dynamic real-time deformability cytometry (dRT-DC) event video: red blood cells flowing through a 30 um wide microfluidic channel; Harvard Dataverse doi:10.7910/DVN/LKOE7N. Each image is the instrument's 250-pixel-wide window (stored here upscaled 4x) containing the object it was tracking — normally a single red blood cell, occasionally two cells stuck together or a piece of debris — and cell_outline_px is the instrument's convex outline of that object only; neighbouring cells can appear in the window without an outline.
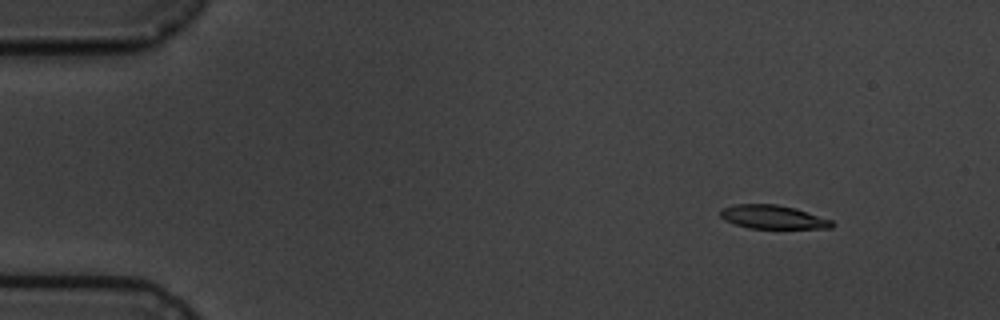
{"species": "common noctule bat (a hibernating species)", "species_latin": "Nyctalus noctula", "temperature_condition": "cold", "stored_images_in_passage": 5, "segment_of_instrument_passage": [1, 2], "camera_frame_rate_fps": 3000, "um_per_image_px": 0.085, "animal": {"sex": "male", "body_mass_g": 19.5, "forearm_length_mm": 54.6}, "frame": {"image": 1, "passage_image": 1, "time_ms": 0.0, "image_size_px": [1000, 320], "cell_outline_px": [[836, 224], [832, 228], [748, 228], [724, 220], [720, 216], [720, 212], [724, 208], [736, 204], [776, 204], [796, 208], [832, 220]], "centroid_in_image_um": [65.73, 18.45], "position_along_channel_um": 19.3, "area_um2": 15.32}}